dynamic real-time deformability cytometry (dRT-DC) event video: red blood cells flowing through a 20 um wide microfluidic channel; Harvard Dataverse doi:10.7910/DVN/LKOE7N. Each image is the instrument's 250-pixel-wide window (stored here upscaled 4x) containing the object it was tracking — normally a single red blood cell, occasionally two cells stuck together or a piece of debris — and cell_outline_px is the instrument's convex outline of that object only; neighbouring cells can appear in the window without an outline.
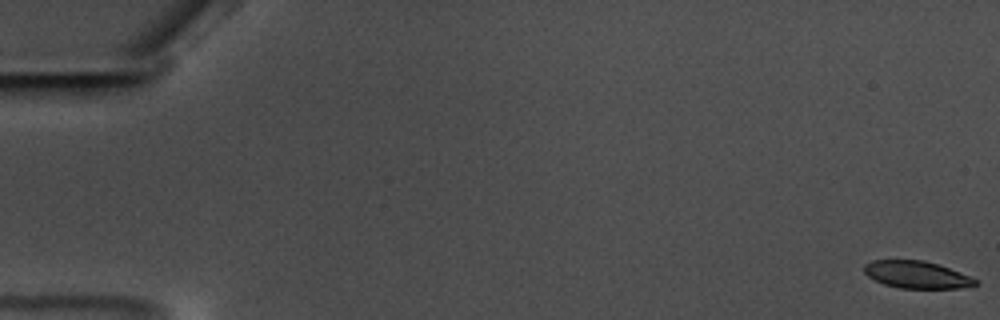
{"species": "common noctule bat (a hibernating species)", "species_latin": "Nyctalus noctula", "temperature_condition": "warm", "stored_images_in_passage": 59, "camera_frame_rate_fps": 3000, "um_per_image_px": 0.085, "animal": {"sex": "male", "body_mass_g": 17.5, "forearm_length_mm": 52.3}, "frame": {"image": 1, "passage_image": 1, "time_ms": 0.0, "image_size_px": [1000, 320], "cell_outline_px": [[980, 284], [960, 288], [900, 288], [884, 284], [868, 276], [864, 272], [864, 264], [872, 260], [924, 260], [972, 276]], "centroid_in_image_um": [77.93, 23.35], "position_along_channel_um": 7.1, "area_um2": 17.57}}
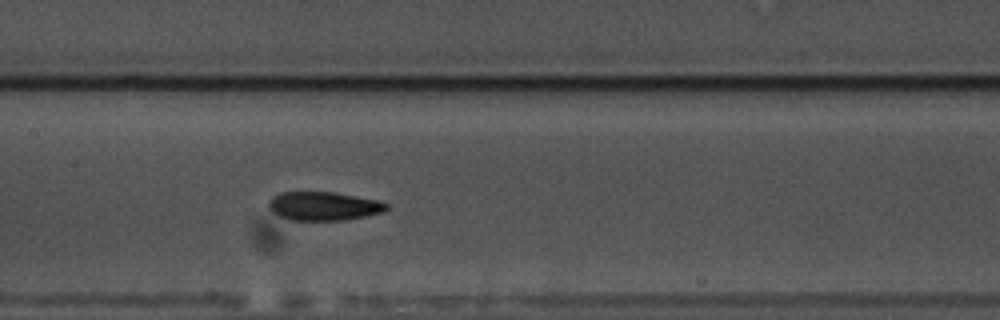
{"frame": {"image": 2, "passage_image": 30, "time_ms": 9.667, "image_size_px": [1000, 320], "cell_outline_px": [[388, 208], [384, 212], [368, 216], [344, 220], [288, 220], [272, 212], [268, 208], [268, 200], [272, 196], [280, 192], [332, 192], [380, 200], [388, 204]], "centroid_in_image_um": [27.51, 17.52], "position_along_channel_um": 179.9, "area_um2": 19.94}}
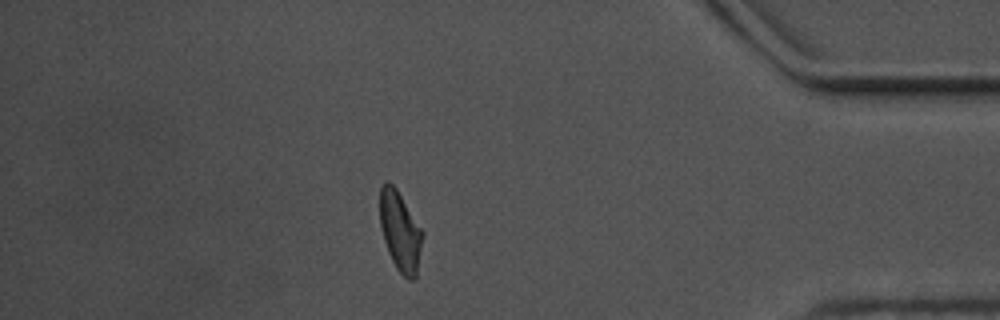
{"frame": {"image": 3, "passage_image": 52, "time_ms": 17.0, "image_size_px": [1000, 320], "cell_outline_px": [[424, 236], [416, 276], [412, 280], [408, 280], [396, 268], [388, 252], [384, 240], [380, 224], [380, 188], [388, 180], [396, 188], [424, 232]], "centroid_in_image_um": [34.03, 19.67], "position_along_channel_um": 401.2, "area_um2": 19.77}, "authors_computed_cell_mechanics": {"area_um2": 19.941, "velocity_mm_per_s": 3.5131, "shape_relaxation_time_tau1_ms": 5.7819, "shape_relaxation_time_tau2_ms": 2.5412, "deformation_change_tau1": 0.1502, "deformation_change_tau2": 0.0931}}